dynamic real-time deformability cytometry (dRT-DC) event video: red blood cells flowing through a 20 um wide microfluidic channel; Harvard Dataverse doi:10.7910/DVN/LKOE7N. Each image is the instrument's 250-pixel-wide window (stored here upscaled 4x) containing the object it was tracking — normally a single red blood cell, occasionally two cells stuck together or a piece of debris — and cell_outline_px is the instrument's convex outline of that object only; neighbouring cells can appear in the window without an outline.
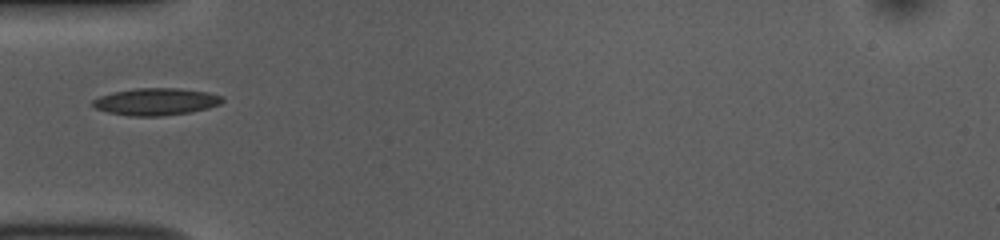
{"species": "common noctule bat (a hibernating species)", "species_latin": "Nyctalus noctula", "temperature_condition": "room temperature", "stored_images_in_passage": 31, "camera_frame_rate_fps": 3000, "um_per_image_px": 0.085, "animal": {"sex": "female", "body_mass_g": 10.0, "forearm_length_mm": 53.1}, "frame": {"image": 1, "passage_image": 1, "time_ms": 0.0, "image_size_px": [1000, 240], "cell_outline_px": [[224, 100], [220, 104], [208, 108], [192, 112], [164, 116], [128, 116], [108, 112], [96, 108], [92, 104], [92, 100], [100, 96], [112, 92], [136, 88], [180, 88], [208, 92], [224, 96]], "centroid_in_image_um": [13.29, 8.64], "position_along_channel_um": 71.7, "area_um2": 20.69}}
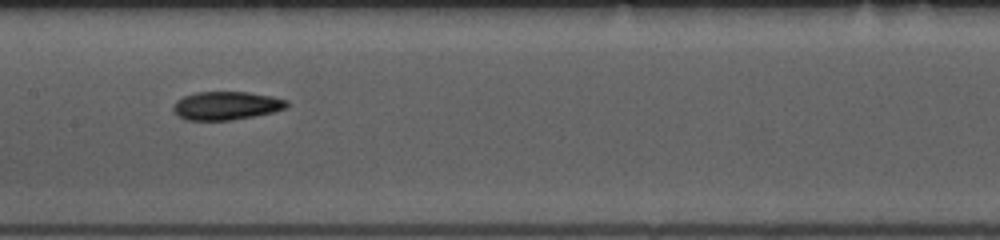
{"frame": {"image": 2, "passage_image": 10, "time_ms": 3.0, "image_size_px": [1000, 240], "cell_outline_px": [[288, 108], [272, 112], [232, 120], [184, 120], [172, 108], [176, 100], [184, 96], [196, 92], [248, 92], [272, 96], [288, 100]], "centroid_in_image_um": [19.25, 8.97], "position_along_channel_um": 188.2, "area_um2": 18.73}}
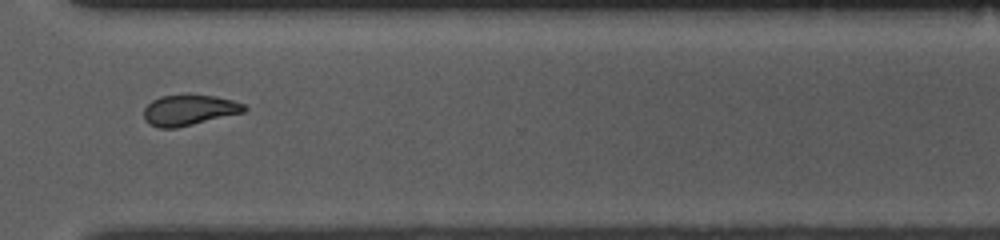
{"frame": {"image": 3, "passage_image": 23, "time_ms": 7.333, "image_size_px": [1000, 240], "cell_outline_px": [[248, 108], [244, 112], [176, 128], [160, 128], [148, 124], [144, 120], [144, 108], [152, 100], [160, 96], [216, 96], [232, 100], [244, 104]], "centroid_in_image_um": [16.05, 9.38], "position_along_channel_um": 354.5, "area_um2": 17.63}}